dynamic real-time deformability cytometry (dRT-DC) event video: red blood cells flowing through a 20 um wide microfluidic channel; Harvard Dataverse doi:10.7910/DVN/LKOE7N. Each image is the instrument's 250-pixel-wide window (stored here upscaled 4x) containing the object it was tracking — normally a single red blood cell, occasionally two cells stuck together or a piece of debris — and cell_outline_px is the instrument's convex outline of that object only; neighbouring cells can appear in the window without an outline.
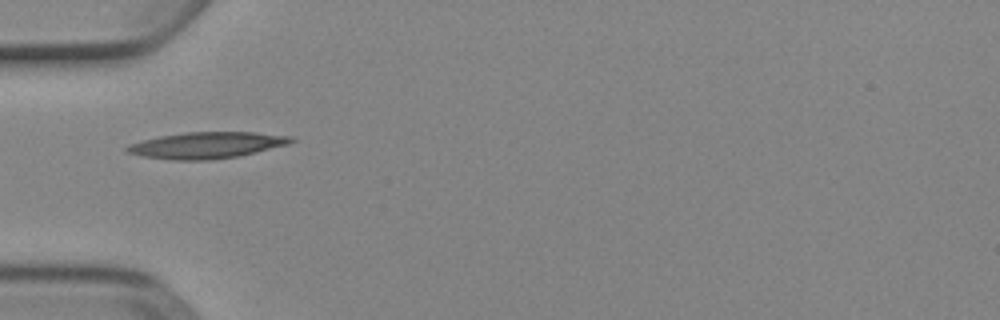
{"species": "Egyptian fruit bat (a non-hibernating species)", "species_latin": "Rousettus aegyptiacus", "temperature_condition": "cold", "stored_images_in_passage": 1, "camera_frame_rate_fps": 3000, "um_per_image_px": 0.085, "animal": {"sex": "female"}, "frame": {"image": 1, "passage_image": 1, "time_ms": 0.0, "image_size_px": [1000, 320], "cell_outline_px": [[296, 140], [288, 144], [240, 156], [212, 160], [172, 160], [144, 156], [124, 152], [124, 148], [128, 144], [160, 136], [184, 132], [256, 132], [292, 136]], "centroid_in_image_um": [17.57, 12.34], "position_along_channel_um": 67.4, "area_um2": 25.32}}